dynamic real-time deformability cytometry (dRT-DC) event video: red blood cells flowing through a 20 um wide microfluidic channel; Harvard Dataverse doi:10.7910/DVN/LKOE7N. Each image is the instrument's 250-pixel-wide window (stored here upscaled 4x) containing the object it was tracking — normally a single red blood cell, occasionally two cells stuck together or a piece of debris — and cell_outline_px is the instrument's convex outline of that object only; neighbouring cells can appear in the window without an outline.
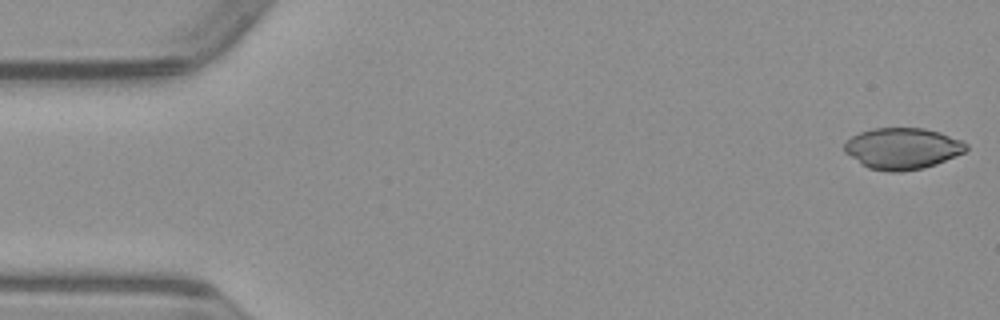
{"species": "common noctule bat (a hibernating species)", "species_latin": "Nyctalus noctula", "temperature_condition": "warm", "stored_images_in_passage": 50, "camera_frame_rate_fps": 3000, "um_per_image_px": 0.085, "animal": {"sex": "male", "body_mass_g": 23.1, "forearm_length_mm": 52.7}, "frame": {"image": 1, "passage_image": 1, "time_ms": 0.0, "image_size_px": [1000, 320], "cell_outline_px": [[968, 148], [964, 152], [936, 164], [924, 168], [900, 172], [888, 172], [868, 168], [860, 164], [844, 152], [844, 144], [852, 136], [860, 132], [872, 128], [924, 128], [940, 132], [960, 140], [968, 144]], "centroid_in_image_um": [76.68, 12.63], "position_along_channel_um": 8.3, "area_um2": 29.42}}